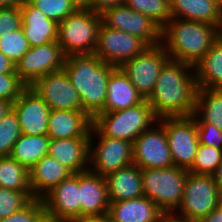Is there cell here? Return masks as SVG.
Instances as JSON below:
<instances>
[{
	"label": "cell",
	"instance_id": "obj_48",
	"mask_svg": "<svg viewBox=\"0 0 222 222\" xmlns=\"http://www.w3.org/2000/svg\"><path fill=\"white\" fill-rule=\"evenodd\" d=\"M19 5V0H0V8H9Z\"/></svg>",
	"mask_w": 222,
	"mask_h": 222
},
{
	"label": "cell",
	"instance_id": "obj_45",
	"mask_svg": "<svg viewBox=\"0 0 222 222\" xmlns=\"http://www.w3.org/2000/svg\"><path fill=\"white\" fill-rule=\"evenodd\" d=\"M66 222H104L103 217H78L68 220Z\"/></svg>",
	"mask_w": 222,
	"mask_h": 222
},
{
	"label": "cell",
	"instance_id": "obj_17",
	"mask_svg": "<svg viewBox=\"0 0 222 222\" xmlns=\"http://www.w3.org/2000/svg\"><path fill=\"white\" fill-rule=\"evenodd\" d=\"M47 215L64 222L80 217L79 173H72L43 198Z\"/></svg>",
	"mask_w": 222,
	"mask_h": 222
},
{
	"label": "cell",
	"instance_id": "obj_41",
	"mask_svg": "<svg viewBox=\"0 0 222 222\" xmlns=\"http://www.w3.org/2000/svg\"><path fill=\"white\" fill-rule=\"evenodd\" d=\"M126 0H90L86 6L95 13H103L106 9L123 5Z\"/></svg>",
	"mask_w": 222,
	"mask_h": 222
},
{
	"label": "cell",
	"instance_id": "obj_7",
	"mask_svg": "<svg viewBox=\"0 0 222 222\" xmlns=\"http://www.w3.org/2000/svg\"><path fill=\"white\" fill-rule=\"evenodd\" d=\"M221 200L222 195L213 175L188 173L181 204L173 215L182 220L198 222L217 209Z\"/></svg>",
	"mask_w": 222,
	"mask_h": 222
},
{
	"label": "cell",
	"instance_id": "obj_27",
	"mask_svg": "<svg viewBox=\"0 0 222 222\" xmlns=\"http://www.w3.org/2000/svg\"><path fill=\"white\" fill-rule=\"evenodd\" d=\"M197 87L222 89V39L194 66Z\"/></svg>",
	"mask_w": 222,
	"mask_h": 222
},
{
	"label": "cell",
	"instance_id": "obj_5",
	"mask_svg": "<svg viewBox=\"0 0 222 222\" xmlns=\"http://www.w3.org/2000/svg\"><path fill=\"white\" fill-rule=\"evenodd\" d=\"M101 14L86 5L58 23L57 42L66 56L94 54Z\"/></svg>",
	"mask_w": 222,
	"mask_h": 222
},
{
	"label": "cell",
	"instance_id": "obj_14",
	"mask_svg": "<svg viewBox=\"0 0 222 222\" xmlns=\"http://www.w3.org/2000/svg\"><path fill=\"white\" fill-rule=\"evenodd\" d=\"M133 163L140 169L174 166L164 126L157 121L133 143Z\"/></svg>",
	"mask_w": 222,
	"mask_h": 222
},
{
	"label": "cell",
	"instance_id": "obj_49",
	"mask_svg": "<svg viewBox=\"0 0 222 222\" xmlns=\"http://www.w3.org/2000/svg\"><path fill=\"white\" fill-rule=\"evenodd\" d=\"M38 222H64L62 220H58L52 216L47 215L46 213L39 219Z\"/></svg>",
	"mask_w": 222,
	"mask_h": 222
},
{
	"label": "cell",
	"instance_id": "obj_44",
	"mask_svg": "<svg viewBox=\"0 0 222 222\" xmlns=\"http://www.w3.org/2000/svg\"><path fill=\"white\" fill-rule=\"evenodd\" d=\"M13 103L8 100L0 99V120L8 114V112L12 109Z\"/></svg>",
	"mask_w": 222,
	"mask_h": 222
},
{
	"label": "cell",
	"instance_id": "obj_10",
	"mask_svg": "<svg viewBox=\"0 0 222 222\" xmlns=\"http://www.w3.org/2000/svg\"><path fill=\"white\" fill-rule=\"evenodd\" d=\"M170 59L160 43L148 46L141 54L125 61L120 68L128 76L137 92L147 99L154 89L161 68Z\"/></svg>",
	"mask_w": 222,
	"mask_h": 222
},
{
	"label": "cell",
	"instance_id": "obj_29",
	"mask_svg": "<svg viewBox=\"0 0 222 222\" xmlns=\"http://www.w3.org/2000/svg\"><path fill=\"white\" fill-rule=\"evenodd\" d=\"M50 138L47 135L21 134L14 143L11 157L30 170L39 160L48 155Z\"/></svg>",
	"mask_w": 222,
	"mask_h": 222
},
{
	"label": "cell",
	"instance_id": "obj_19",
	"mask_svg": "<svg viewBox=\"0 0 222 222\" xmlns=\"http://www.w3.org/2000/svg\"><path fill=\"white\" fill-rule=\"evenodd\" d=\"M93 119L85 111L51 110L47 136L51 139L90 138Z\"/></svg>",
	"mask_w": 222,
	"mask_h": 222
},
{
	"label": "cell",
	"instance_id": "obj_34",
	"mask_svg": "<svg viewBox=\"0 0 222 222\" xmlns=\"http://www.w3.org/2000/svg\"><path fill=\"white\" fill-rule=\"evenodd\" d=\"M21 136L17 114L11 109L0 120V157L10 156L14 143Z\"/></svg>",
	"mask_w": 222,
	"mask_h": 222
},
{
	"label": "cell",
	"instance_id": "obj_32",
	"mask_svg": "<svg viewBox=\"0 0 222 222\" xmlns=\"http://www.w3.org/2000/svg\"><path fill=\"white\" fill-rule=\"evenodd\" d=\"M222 162V149L200 144L189 173L198 175H214Z\"/></svg>",
	"mask_w": 222,
	"mask_h": 222
},
{
	"label": "cell",
	"instance_id": "obj_15",
	"mask_svg": "<svg viewBox=\"0 0 222 222\" xmlns=\"http://www.w3.org/2000/svg\"><path fill=\"white\" fill-rule=\"evenodd\" d=\"M51 110L84 111L80 96L64 69L48 73L31 86Z\"/></svg>",
	"mask_w": 222,
	"mask_h": 222
},
{
	"label": "cell",
	"instance_id": "obj_47",
	"mask_svg": "<svg viewBox=\"0 0 222 222\" xmlns=\"http://www.w3.org/2000/svg\"><path fill=\"white\" fill-rule=\"evenodd\" d=\"M162 222H196V221H190V220H182L173 214H165Z\"/></svg>",
	"mask_w": 222,
	"mask_h": 222
},
{
	"label": "cell",
	"instance_id": "obj_13",
	"mask_svg": "<svg viewBox=\"0 0 222 222\" xmlns=\"http://www.w3.org/2000/svg\"><path fill=\"white\" fill-rule=\"evenodd\" d=\"M101 17L105 26L137 36L148 46L161 43V28L149 17L125 4L106 9Z\"/></svg>",
	"mask_w": 222,
	"mask_h": 222
},
{
	"label": "cell",
	"instance_id": "obj_4",
	"mask_svg": "<svg viewBox=\"0 0 222 222\" xmlns=\"http://www.w3.org/2000/svg\"><path fill=\"white\" fill-rule=\"evenodd\" d=\"M158 118L144 99L134 107L112 112H100L93 118V127L102 135L134 143Z\"/></svg>",
	"mask_w": 222,
	"mask_h": 222
},
{
	"label": "cell",
	"instance_id": "obj_35",
	"mask_svg": "<svg viewBox=\"0 0 222 222\" xmlns=\"http://www.w3.org/2000/svg\"><path fill=\"white\" fill-rule=\"evenodd\" d=\"M31 48L22 27L0 38V51L15 64Z\"/></svg>",
	"mask_w": 222,
	"mask_h": 222
},
{
	"label": "cell",
	"instance_id": "obj_16",
	"mask_svg": "<svg viewBox=\"0 0 222 222\" xmlns=\"http://www.w3.org/2000/svg\"><path fill=\"white\" fill-rule=\"evenodd\" d=\"M12 109L17 114L21 134L31 136L47 134L51 109L33 89L27 87L14 101Z\"/></svg>",
	"mask_w": 222,
	"mask_h": 222
},
{
	"label": "cell",
	"instance_id": "obj_39",
	"mask_svg": "<svg viewBox=\"0 0 222 222\" xmlns=\"http://www.w3.org/2000/svg\"><path fill=\"white\" fill-rule=\"evenodd\" d=\"M22 27L21 8L19 6L0 8V38Z\"/></svg>",
	"mask_w": 222,
	"mask_h": 222
},
{
	"label": "cell",
	"instance_id": "obj_36",
	"mask_svg": "<svg viewBox=\"0 0 222 222\" xmlns=\"http://www.w3.org/2000/svg\"><path fill=\"white\" fill-rule=\"evenodd\" d=\"M30 201L24 192L0 187V219L21 210Z\"/></svg>",
	"mask_w": 222,
	"mask_h": 222
},
{
	"label": "cell",
	"instance_id": "obj_46",
	"mask_svg": "<svg viewBox=\"0 0 222 222\" xmlns=\"http://www.w3.org/2000/svg\"><path fill=\"white\" fill-rule=\"evenodd\" d=\"M213 176L215 178L216 185L219 188V191L222 195V162L218 166L217 171L215 172Z\"/></svg>",
	"mask_w": 222,
	"mask_h": 222
},
{
	"label": "cell",
	"instance_id": "obj_38",
	"mask_svg": "<svg viewBox=\"0 0 222 222\" xmlns=\"http://www.w3.org/2000/svg\"><path fill=\"white\" fill-rule=\"evenodd\" d=\"M45 213L43 200L34 198L21 210L0 219V222H38Z\"/></svg>",
	"mask_w": 222,
	"mask_h": 222
},
{
	"label": "cell",
	"instance_id": "obj_40",
	"mask_svg": "<svg viewBox=\"0 0 222 222\" xmlns=\"http://www.w3.org/2000/svg\"><path fill=\"white\" fill-rule=\"evenodd\" d=\"M198 142L210 147L222 149V131L208 123H197Z\"/></svg>",
	"mask_w": 222,
	"mask_h": 222
},
{
	"label": "cell",
	"instance_id": "obj_24",
	"mask_svg": "<svg viewBox=\"0 0 222 222\" xmlns=\"http://www.w3.org/2000/svg\"><path fill=\"white\" fill-rule=\"evenodd\" d=\"M105 179L109 202L144 196L141 169L134 163L108 174Z\"/></svg>",
	"mask_w": 222,
	"mask_h": 222
},
{
	"label": "cell",
	"instance_id": "obj_25",
	"mask_svg": "<svg viewBox=\"0 0 222 222\" xmlns=\"http://www.w3.org/2000/svg\"><path fill=\"white\" fill-rule=\"evenodd\" d=\"M143 100L128 76L120 67H116L108 80L106 102L101 112L124 110Z\"/></svg>",
	"mask_w": 222,
	"mask_h": 222
},
{
	"label": "cell",
	"instance_id": "obj_51",
	"mask_svg": "<svg viewBox=\"0 0 222 222\" xmlns=\"http://www.w3.org/2000/svg\"><path fill=\"white\" fill-rule=\"evenodd\" d=\"M33 1L34 0H19V3H20V5H23V4H30Z\"/></svg>",
	"mask_w": 222,
	"mask_h": 222
},
{
	"label": "cell",
	"instance_id": "obj_22",
	"mask_svg": "<svg viewBox=\"0 0 222 222\" xmlns=\"http://www.w3.org/2000/svg\"><path fill=\"white\" fill-rule=\"evenodd\" d=\"M72 172L53 157L46 155L29 170V184L36 199H42Z\"/></svg>",
	"mask_w": 222,
	"mask_h": 222
},
{
	"label": "cell",
	"instance_id": "obj_28",
	"mask_svg": "<svg viewBox=\"0 0 222 222\" xmlns=\"http://www.w3.org/2000/svg\"><path fill=\"white\" fill-rule=\"evenodd\" d=\"M196 123H208L222 131V89L197 88L195 111Z\"/></svg>",
	"mask_w": 222,
	"mask_h": 222
},
{
	"label": "cell",
	"instance_id": "obj_50",
	"mask_svg": "<svg viewBox=\"0 0 222 222\" xmlns=\"http://www.w3.org/2000/svg\"><path fill=\"white\" fill-rule=\"evenodd\" d=\"M104 222H117L114 219H112L108 214L104 216Z\"/></svg>",
	"mask_w": 222,
	"mask_h": 222
},
{
	"label": "cell",
	"instance_id": "obj_53",
	"mask_svg": "<svg viewBox=\"0 0 222 222\" xmlns=\"http://www.w3.org/2000/svg\"><path fill=\"white\" fill-rule=\"evenodd\" d=\"M83 5H86L90 0H79Z\"/></svg>",
	"mask_w": 222,
	"mask_h": 222
},
{
	"label": "cell",
	"instance_id": "obj_52",
	"mask_svg": "<svg viewBox=\"0 0 222 222\" xmlns=\"http://www.w3.org/2000/svg\"><path fill=\"white\" fill-rule=\"evenodd\" d=\"M219 37L222 39V23H221V26L219 28Z\"/></svg>",
	"mask_w": 222,
	"mask_h": 222
},
{
	"label": "cell",
	"instance_id": "obj_20",
	"mask_svg": "<svg viewBox=\"0 0 222 222\" xmlns=\"http://www.w3.org/2000/svg\"><path fill=\"white\" fill-rule=\"evenodd\" d=\"M90 138L51 139L48 155L72 173L89 170Z\"/></svg>",
	"mask_w": 222,
	"mask_h": 222
},
{
	"label": "cell",
	"instance_id": "obj_6",
	"mask_svg": "<svg viewBox=\"0 0 222 222\" xmlns=\"http://www.w3.org/2000/svg\"><path fill=\"white\" fill-rule=\"evenodd\" d=\"M189 171L180 167L141 169L144 196L165 214H173L181 204Z\"/></svg>",
	"mask_w": 222,
	"mask_h": 222
},
{
	"label": "cell",
	"instance_id": "obj_31",
	"mask_svg": "<svg viewBox=\"0 0 222 222\" xmlns=\"http://www.w3.org/2000/svg\"><path fill=\"white\" fill-rule=\"evenodd\" d=\"M124 4L149 17L161 29L171 19L170 0H126Z\"/></svg>",
	"mask_w": 222,
	"mask_h": 222
},
{
	"label": "cell",
	"instance_id": "obj_11",
	"mask_svg": "<svg viewBox=\"0 0 222 222\" xmlns=\"http://www.w3.org/2000/svg\"><path fill=\"white\" fill-rule=\"evenodd\" d=\"M148 45L139 37L111 29L101 23L94 54L103 62L120 67L141 54Z\"/></svg>",
	"mask_w": 222,
	"mask_h": 222
},
{
	"label": "cell",
	"instance_id": "obj_37",
	"mask_svg": "<svg viewBox=\"0 0 222 222\" xmlns=\"http://www.w3.org/2000/svg\"><path fill=\"white\" fill-rule=\"evenodd\" d=\"M28 86L21 80L18 74H0V99L8 100L12 103L21 95Z\"/></svg>",
	"mask_w": 222,
	"mask_h": 222
},
{
	"label": "cell",
	"instance_id": "obj_9",
	"mask_svg": "<svg viewBox=\"0 0 222 222\" xmlns=\"http://www.w3.org/2000/svg\"><path fill=\"white\" fill-rule=\"evenodd\" d=\"M174 166L188 170L195 159L199 146L197 123L192 116L162 117Z\"/></svg>",
	"mask_w": 222,
	"mask_h": 222
},
{
	"label": "cell",
	"instance_id": "obj_33",
	"mask_svg": "<svg viewBox=\"0 0 222 222\" xmlns=\"http://www.w3.org/2000/svg\"><path fill=\"white\" fill-rule=\"evenodd\" d=\"M30 4L57 23L83 6L79 0H34Z\"/></svg>",
	"mask_w": 222,
	"mask_h": 222
},
{
	"label": "cell",
	"instance_id": "obj_2",
	"mask_svg": "<svg viewBox=\"0 0 222 222\" xmlns=\"http://www.w3.org/2000/svg\"><path fill=\"white\" fill-rule=\"evenodd\" d=\"M115 68L101 61L95 54L66 56L63 69L77 90L84 111L92 119L104 107L108 80Z\"/></svg>",
	"mask_w": 222,
	"mask_h": 222
},
{
	"label": "cell",
	"instance_id": "obj_26",
	"mask_svg": "<svg viewBox=\"0 0 222 222\" xmlns=\"http://www.w3.org/2000/svg\"><path fill=\"white\" fill-rule=\"evenodd\" d=\"M170 3L171 18L221 26L222 0H170Z\"/></svg>",
	"mask_w": 222,
	"mask_h": 222
},
{
	"label": "cell",
	"instance_id": "obj_30",
	"mask_svg": "<svg viewBox=\"0 0 222 222\" xmlns=\"http://www.w3.org/2000/svg\"><path fill=\"white\" fill-rule=\"evenodd\" d=\"M0 187L24 192L34 199L30 184L29 170L11 156L0 157Z\"/></svg>",
	"mask_w": 222,
	"mask_h": 222
},
{
	"label": "cell",
	"instance_id": "obj_42",
	"mask_svg": "<svg viewBox=\"0 0 222 222\" xmlns=\"http://www.w3.org/2000/svg\"><path fill=\"white\" fill-rule=\"evenodd\" d=\"M15 72V63L0 51V74Z\"/></svg>",
	"mask_w": 222,
	"mask_h": 222
},
{
	"label": "cell",
	"instance_id": "obj_12",
	"mask_svg": "<svg viewBox=\"0 0 222 222\" xmlns=\"http://www.w3.org/2000/svg\"><path fill=\"white\" fill-rule=\"evenodd\" d=\"M66 55L57 41L31 47L15 64V71L29 87L40 77L63 69Z\"/></svg>",
	"mask_w": 222,
	"mask_h": 222
},
{
	"label": "cell",
	"instance_id": "obj_23",
	"mask_svg": "<svg viewBox=\"0 0 222 222\" xmlns=\"http://www.w3.org/2000/svg\"><path fill=\"white\" fill-rule=\"evenodd\" d=\"M22 29L31 47L57 41L58 23L31 4L20 5Z\"/></svg>",
	"mask_w": 222,
	"mask_h": 222
},
{
	"label": "cell",
	"instance_id": "obj_3",
	"mask_svg": "<svg viewBox=\"0 0 222 222\" xmlns=\"http://www.w3.org/2000/svg\"><path fill=\"white\" fill-rule=\"evenodd\" d=\"M219 38V28L200 21L171 18L161 29V44L171 60L195 66Z\"/></svg>",
	"mask_w": 222,
	"mask_h": 222
},
{
	"label": "cell",
	"instance_id": "obj_21",
	"mask_svg": "<svg viewBox=\"0 0 222 222\" xmlns=\"http://www.w3.org/2000/svg\"><path fill=\"white\" fill-rule=\"evenodd\" d=\"M108 215L117 222H162L165 213L146 196L110 202Z\"/></svg>",
	"mask_w": 222,
	"mask_h": 222
},
{
	"label": "cell",
	"instance_id": "obj_43",
	"mask_svg": "<svg viewBox=\"0 0 222 222\" xmlns=\"http://www.w3.org/2000/svg\"><path fill=\"white\" fill-rule=\"evenodd\" d=\"M198 222H222V200L217 209L209 213L207 216H204Z\"/></svg>",
	"mask_w": 222,
	"mask_h": 222
},
{
	"label": "cell",
	"instance_id": "obj_1",
	"mask_svg": "<svg viewBox=\"0 0 222 222\" xmlns=\"http://www.w3.org/2000/svg\"><path fill=\"white\" fill-rule=\"evenodd\" d=\"M197 88L194 67L169 59L161 68L152 94L146 100L158 119L192 116Z\"/></svg>",
	"mask_w": 222,
	"mask_h": 222
},
{
	"label": "cell",
	"instance_id": "obj_18",
	"mask_svg": "<svg viewBox=\"0 0 222 222\" xmlns=\"http://www.w3.org/2000/svg\"><path fill=\"white\" fill-rule=\"evenodd\" d=\"M80 217H103L109 211L105 177L91 171L79 173Z\"/></svg>",
	"mask_w": 222,
	"mask_h": 222
},
{
	"label": "cell",
	"instance_id": "obj_8",
	"mask_svg": "<svg viewBox=\"0 0 222 222\" xmlns=\"http://www.w3.org/2000/svg\"><path fill=\"white\" fill-rule=\"evenodd\" d=\"M94 139H96L97 143ZM132 163L133 143L102 136L93 126L91 127L89 142V171L106 177L108 174Z\"/></svg>",
	"mask_w": 222,
	"mask_h": 222
}]
</instances>
